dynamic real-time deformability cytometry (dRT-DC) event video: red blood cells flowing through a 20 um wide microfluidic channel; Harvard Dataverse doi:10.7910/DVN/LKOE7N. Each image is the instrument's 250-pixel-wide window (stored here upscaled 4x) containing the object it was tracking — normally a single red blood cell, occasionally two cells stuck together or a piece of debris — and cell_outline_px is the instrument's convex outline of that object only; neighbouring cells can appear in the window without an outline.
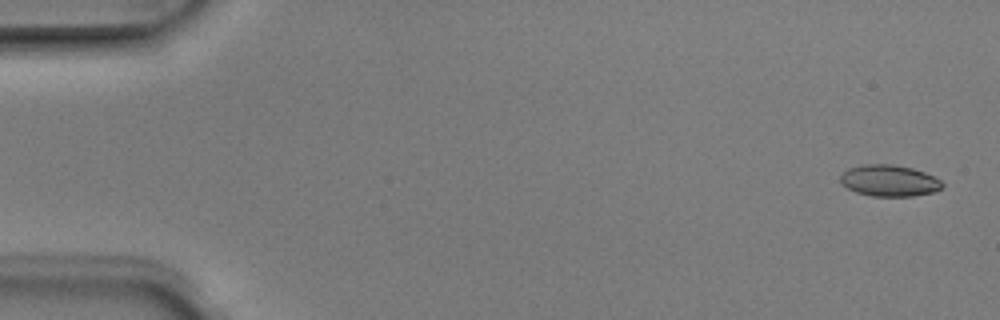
{"species": "Egyptian fruit bat (a non-hibernating species)", "species_latin": "Rousettus aegyptiacus", "temperature_condition": "room temperature", "stored_images_in_passage": 6, "camera_frame_rate_fps": 3000, "um_per_image_px": 0.085, "animal": {"sex": "male"}, "frame": {"image": 1, "passage_image": 1, "time_ms": 0.0, "image_size_px": [1000, 320], "cell_outline_px": [[944, 188], [932, 192], [912, 196], [872, 196], [856, 192], [840, 184], [840, 176], [848, 168], [860, 164], [892, 164], [912, 168], [924, 172], [940, 180], [944, 184]], "centroid_in_image_um": [75.57, 15.35], "position_along_channel_um": 9.4, "area_um2": 18.73}}
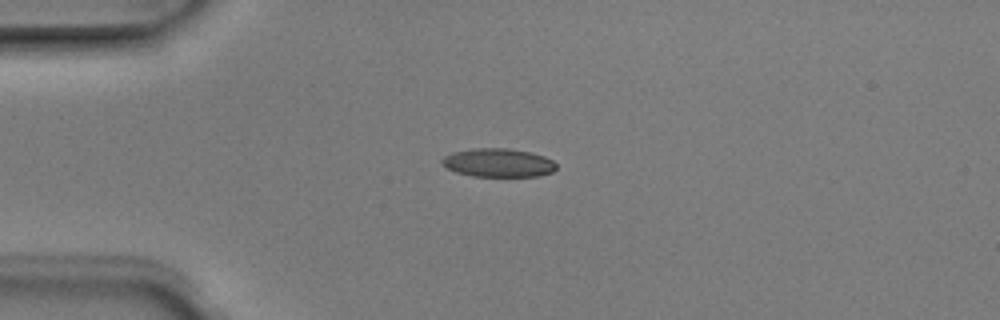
{"frame": {"image": 2, "passage_image": 4, "time_ms": 1.0, "image_size_px": [1000, 320], "cell_outline_px": [[556, 168], [552, 172], [540, 176], [472, 176], [456, 172], [440, 164], [440, 160], [444, 156], [452, 152], [476, 148], [508, 148], [532, 152], [544, 156], [552, 160], [556, 164]], "centroid_in_image_um": [42.34, 13.83], "position_along_channel_um": 42.7, "area_um2": 19.13}}
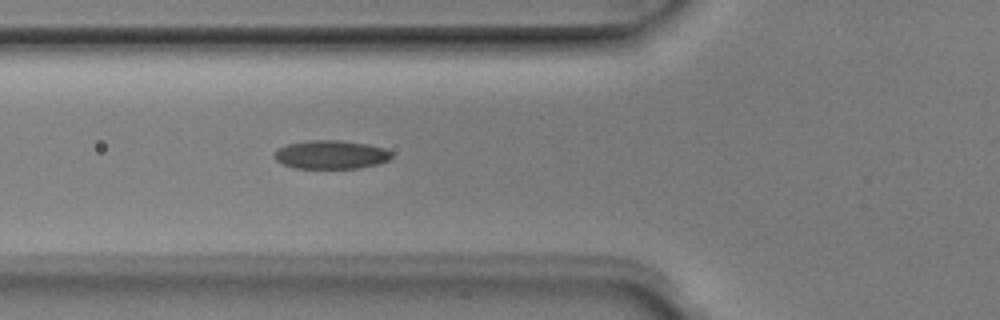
{"frame": {"image": 3, "passage_image": 6, "time_ms": 1.667, "image_size_px": [1000, 320], "cell_outline_px": [[392, 156], [388, 160], [380, 164], [356, 168], [296, 168], [284, 164], [276, 160], [276, 152], [280, 148], [288, 144], [308, 140], [340, 140], [368, 144], [384, 148], [392, 152]], "centroid_in_image_um": [28.19, 13.14], "position_along_channel_um": 97.6, "area_um2": 19.36}}